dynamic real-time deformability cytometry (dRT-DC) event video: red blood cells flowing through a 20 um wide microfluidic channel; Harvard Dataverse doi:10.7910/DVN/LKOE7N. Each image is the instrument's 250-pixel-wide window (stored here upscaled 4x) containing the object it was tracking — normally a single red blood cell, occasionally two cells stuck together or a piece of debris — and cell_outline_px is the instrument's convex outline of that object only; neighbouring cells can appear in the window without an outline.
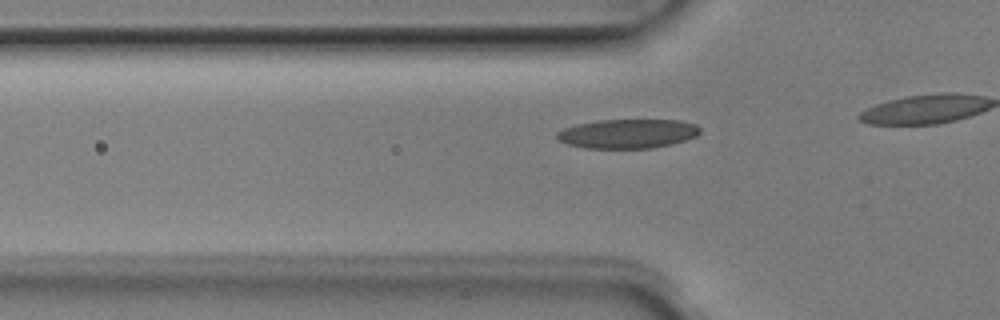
{"species": "Egyptian fruit bat (a non-hibernating species)", "species_latin": "Rousettus aegyptiacus", "temperature_condition": "room temperature", "stored_images_in_passage": 18, "camera_frame_rate_fps": 3000, "um_per_image_px": 0.085, "animal": {"sex": "male"}, "frame": {"image": 1, "passage_image": 13, "time_ms": 4.0, "image_size_px": [1000, 320], "cell_outline_px": [[700, 132], [696, 136], [672, 144], [652, 148], [584, 148], [568, 144], [560, 140], [556, 136], [556, 132], [564, 128], [576, 124], [600, 120], [680, 120], [696, 124], [700, 128]], "centroid_in_image_um": [53.36, 11.36], "position_along_channel_um": 72.4, "area_um2": 24.33}}